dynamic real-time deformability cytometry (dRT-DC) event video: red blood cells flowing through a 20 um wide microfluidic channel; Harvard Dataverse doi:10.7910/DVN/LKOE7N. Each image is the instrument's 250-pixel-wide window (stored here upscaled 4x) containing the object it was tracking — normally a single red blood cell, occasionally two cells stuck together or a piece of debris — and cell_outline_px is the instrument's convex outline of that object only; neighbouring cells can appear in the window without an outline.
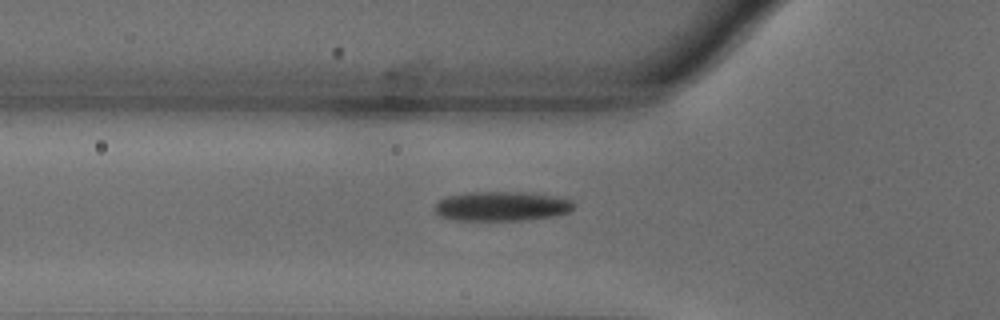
{"species": "common noctule bat (a hibernating species)", "species_latin": "Nyctalus noctula", "temperature_condition": "warm", "stored_images_in_passage": 35, "camera_frame_rate_fps": 3000, "um_per_image_px": 0.085, "animal": {"sex": "male", "body_mass_g": 18.8}, "frame": {"image": 1, "passage_image": 2, "time_ms": 0.333, "image_size_px": [1000, 320], "cell_outline_px": [[576, 208], [568, 212], [556, 216], [528, 220], [452, 220], [440, 216], [432, 208], [440, 200], [448, 196], [468, 192], [532, 192], [572, 200], [576, 204]], "centroid_in_image_um": [42.68, 17.53], "position_along_channel_um": 83.1, "area_um2": 24.22}}
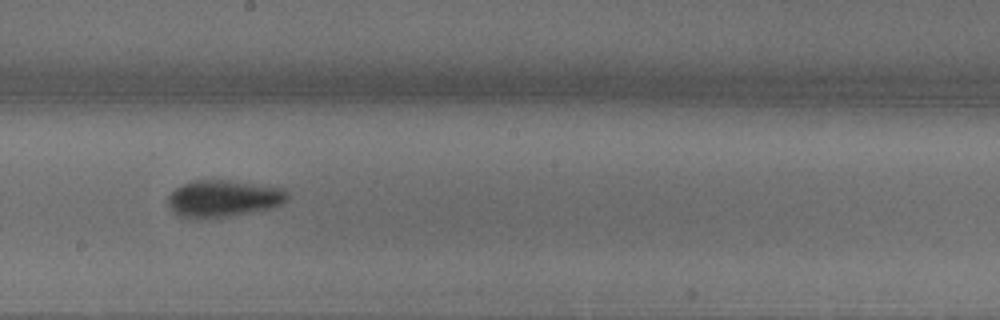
{"frame": {"image": 2, "passage_image": 14, "time_ms": 4.333, "image_size_px": [1000, 320], "cell_outline_px": [[288, 200], [280, 204], [268, 208], [228, 216], [200, 220], [180, 216], [172, 212], [168, 208], [168, 196], [176, 188], [192, 180], [228, 180], [280, 188], [288, 192]], "centroid_in_image_um": [18.91, 16.89], "position_along_channel_um": 229.3, "area_um2": 25.55}}
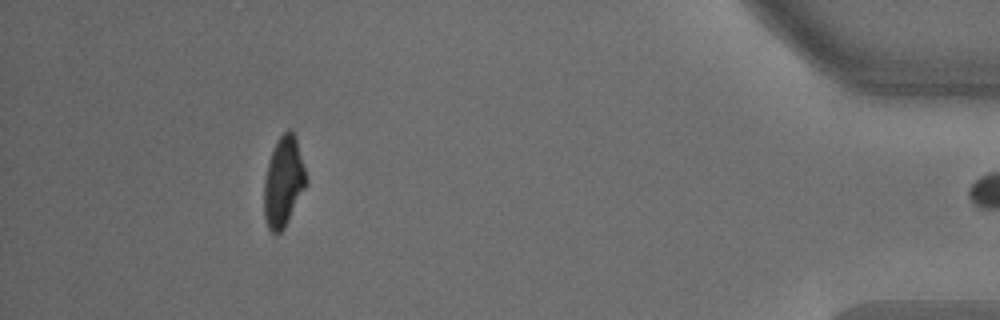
{"frame": {"image": 3, "passage_image": 34, "time_ms": 11.0, "image_size_px": [1000, 320], "cell_outline_px": [[308, 184], [284, 228], [276, 236], [268, 228], [264, 220], [264, 180], [268, 164], [276, 140], [288, 128], [292, 128], [296, 136], [308, 180]], "centroid_in_image_um": [24.11, 15.45], "position_along_channel_um": 411.1, "area_um2": 22.43}}